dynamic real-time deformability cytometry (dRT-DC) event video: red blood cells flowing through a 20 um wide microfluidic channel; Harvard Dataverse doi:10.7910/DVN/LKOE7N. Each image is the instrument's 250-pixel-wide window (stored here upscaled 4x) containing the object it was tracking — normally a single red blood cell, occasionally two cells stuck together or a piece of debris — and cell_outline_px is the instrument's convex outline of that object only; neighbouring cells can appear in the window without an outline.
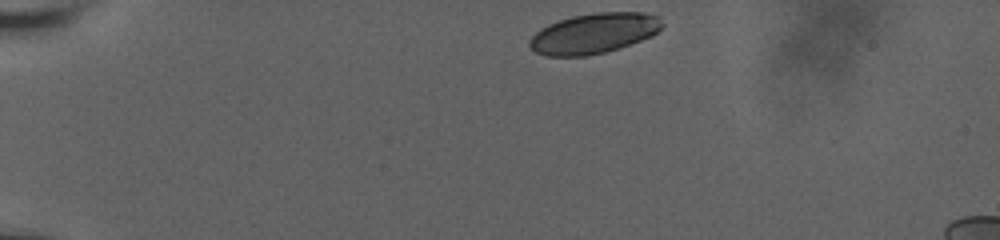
{"species": "human", "species_latin": "Homo sapiens", "temperature_condition": "room temperature", "stored_images_in_passage": 38, "camera_frame_rate_fps": 3000, "um_per_image_px": 0.085, "donor": {"sex": "male"}, "frame": {"image": 1, "passage_image": 1, "time_ms": 0.0, "image_size_px": [1000, 240], "cell_outline_px": [[664, 24], [652, 36], [620, 48], [604, 52], [584, 56], [544, 56], [536, 52], [528, 44], [528, 40], [540, 28], [548, 24], [572, 16], [596, 12], [644, 12], [660, 16]], "centroid_in_image_um": [50.49, 2.83], "position_along_channel_um": 34.5, "area_um2": 31.27}}
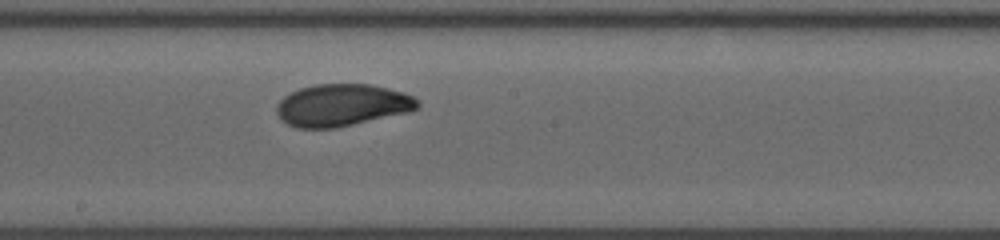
{"frame": {"image": 2, "passage_image": 22, "time_ms": 7.0, "image_size_px": [1000, 240], "cell_outline_px": [[420, 108], [408, 112], [352, 124], [332, 128], [296, 128], [280, 120], [276, 112], [276, 104], [284, 96], [300, 88], [316, 84], [368, 84], [388, 88], [404, 92], [420, 100]], "centroid_in_image_um": [29.07, 8.93], "position_along_channel_um": 219.1, "area_um2": 34.62}}
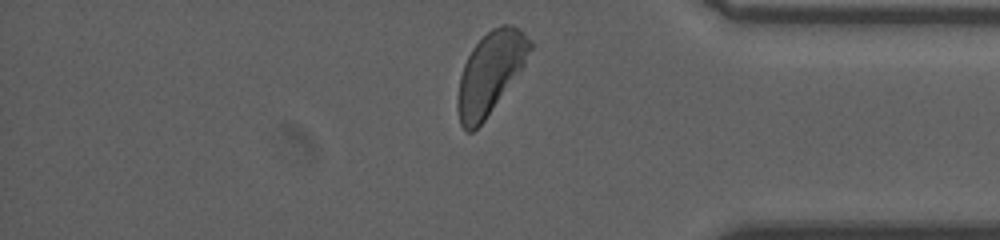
{"frame": {"image": 3, "passage_image": 37, "time_ms": 12.0, "image_size_px": [1000, 240], "cell_outline_px": [[532, 48], [524, 64], [484, 120], [472, 132], [464, 132], [460, 124], [456, 108], [456, 100], [460, 76], [464, 64], [472, 48], [492, 28], [500, 24], [512, 24], [524, 32], [532, 40]], "centroid_in_image_um": [41.65, 6.19], "position_along_channel_um": 393.6, "area_um2": 34.04}, "authors_computed_cell_mechanics": {"area_um2": 34.1598, "velocity_mm_per_s": 3.7727, "shape_relaxation_time_tau1_ms": 3.2386, "shape_relaxation_time_tau2_ms": 0.9533, "deformation_change_tau1": 0.1252, "deformation_change_tau2": 0.0488}}